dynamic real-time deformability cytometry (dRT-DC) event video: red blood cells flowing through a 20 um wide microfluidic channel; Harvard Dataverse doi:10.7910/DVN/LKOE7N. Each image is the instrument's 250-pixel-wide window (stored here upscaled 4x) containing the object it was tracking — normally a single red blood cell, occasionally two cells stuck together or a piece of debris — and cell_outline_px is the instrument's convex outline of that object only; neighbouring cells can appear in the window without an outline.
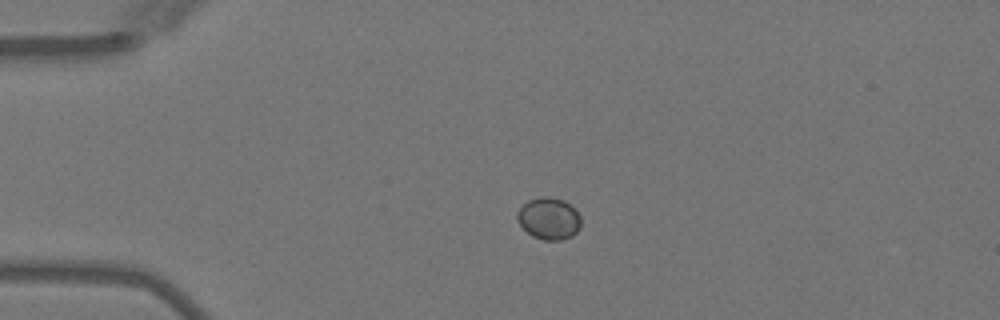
{"species": "Egyptian fruit bat (a non-hibernating species)", "species_latin": "Rousettus aegyptiacus", "temperature_condition": "warm", "stored_images_in_passage": 2, "camera_frame_rate_fps": 3000, "um_per_image_px": 0.085, "animal": {"sex": "female"}, "frame": {"image": 1, "passage_image": 1, "time_ms": 0.0, "image_size_px": [1000, 320], "cell_outline_px": [[580, 228], [572, 236], [564, 240], [544, 240], [532, 236], [516, 220], [516, 212], [528, 200], [540, 196], [548, 196], [564, 200], [580, 216]], "centroid_in_image_um": [46.64, 18.58], "position_along_channel_um": 38.4, "area_um2": 15.55}}